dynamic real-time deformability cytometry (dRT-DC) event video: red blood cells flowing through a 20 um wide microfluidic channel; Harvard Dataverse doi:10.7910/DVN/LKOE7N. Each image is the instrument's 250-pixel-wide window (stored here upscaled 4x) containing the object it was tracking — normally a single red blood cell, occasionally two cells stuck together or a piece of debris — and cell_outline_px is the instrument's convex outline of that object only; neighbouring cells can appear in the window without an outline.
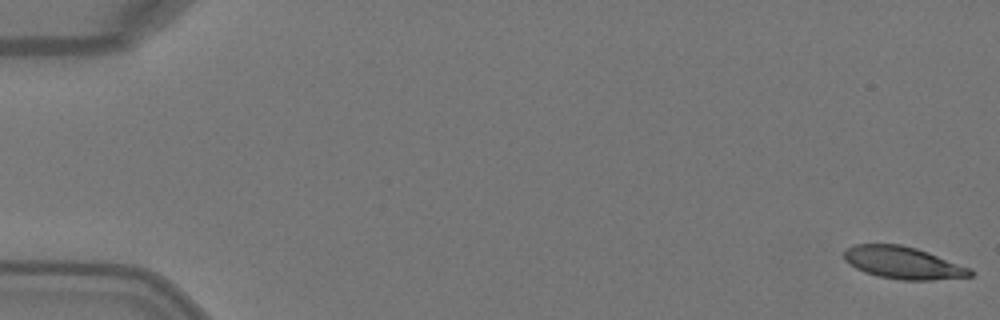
{"species": "Egyptian fruit bat (a non-hibernating species)", "species_latin": "Rousettus aegyptiacus", "temperature_condition": "warm", "stored_images_in_passage": 5, "camera_frame_rate_fps": 3000, "um_per_image_px": 0.085, "animal": {"sex": "female"}, "frame": {"image": 1, "passage_image": 1, "time_ms": 0.0, "image_size_px": [1000, 320], "cell_outline_px": [[976, 272], [972, 276], [932, 280], [900, 280], [876, 276], [864, 272], [856, 268], [844, 260], [844, 252], [852, 244], [900, 244], [916, 248], [928, 252], [972, 268]], "centroid_in_image_um": [76.79, 22.34], "position_along_channel_um": 8.2, "area_um2": 23.93}}
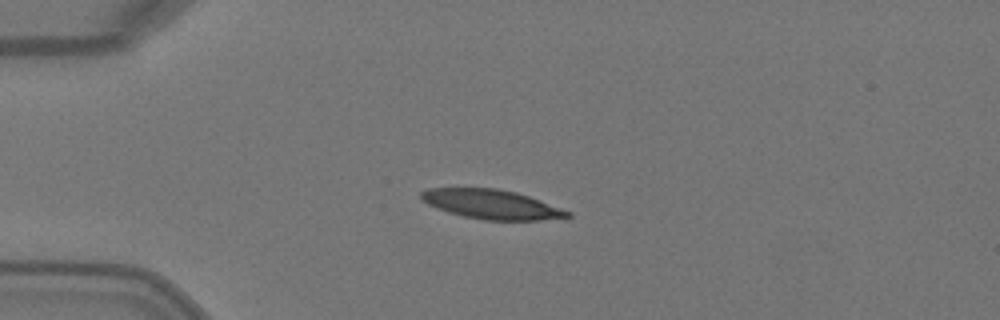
{"frame": {"image": 2, "passage_image": 4, "time_ms": 1.0, "image_size_px": [1000, 320], "cell_outline_px": [[572, 216], [540, 220], [484, 220], [464, 216], [448, 212], [436, 208], [428, 204], [420, 196], [420, 192], [428, 188], [496, 188], [516, 192], [528, 196], [572, 212]], "centroid_in_image_um": [41.77, 17.36], "position_along_channel_um": 43.2, "area_um2": 24.85}}